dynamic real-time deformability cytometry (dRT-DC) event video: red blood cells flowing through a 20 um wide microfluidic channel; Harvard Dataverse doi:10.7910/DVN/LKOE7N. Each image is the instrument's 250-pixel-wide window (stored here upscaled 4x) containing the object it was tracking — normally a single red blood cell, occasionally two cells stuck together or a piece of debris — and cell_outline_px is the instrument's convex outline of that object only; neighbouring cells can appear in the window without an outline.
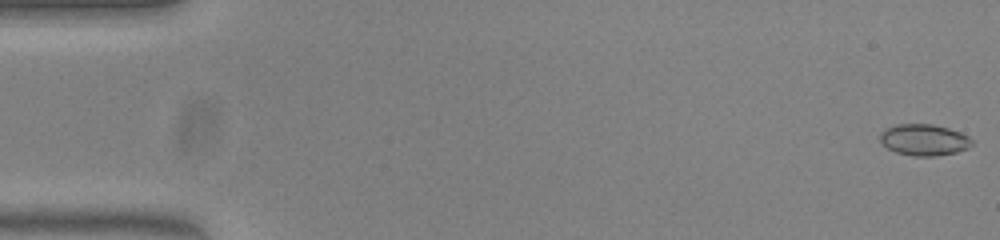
{"species": "common noctule bat (a hibernating species)", "species_latin": "Nyctalus noctula", "temperature_condition": "warm", "stored_images_in_passage": 12, "camera_frame_rate_fps": 3000, "um_per_image_px": 0.085, "animal": {"sex": "female", "body_mass_g": 23.0, "forearm_length_mm": 53.4}, "frame": {"image": 1, "passage_image": 1, "time_ms": 0.0, "image_size_px": [1000, 240], "cell_outline_px": [[972, 144], [968, 148], [956, 152], [936, 156], [912, 156], [896, 152], [888, 148], [880, 140], [880, 132], [884, 128], [896, 124], [932, 124], [948, 128], [960, 132], [968, 136], [972, 140]], "centroid_in_image_um": [78.53, 11.88], "position_along_channel_um": 6.5, "area_um2": 16.82}}